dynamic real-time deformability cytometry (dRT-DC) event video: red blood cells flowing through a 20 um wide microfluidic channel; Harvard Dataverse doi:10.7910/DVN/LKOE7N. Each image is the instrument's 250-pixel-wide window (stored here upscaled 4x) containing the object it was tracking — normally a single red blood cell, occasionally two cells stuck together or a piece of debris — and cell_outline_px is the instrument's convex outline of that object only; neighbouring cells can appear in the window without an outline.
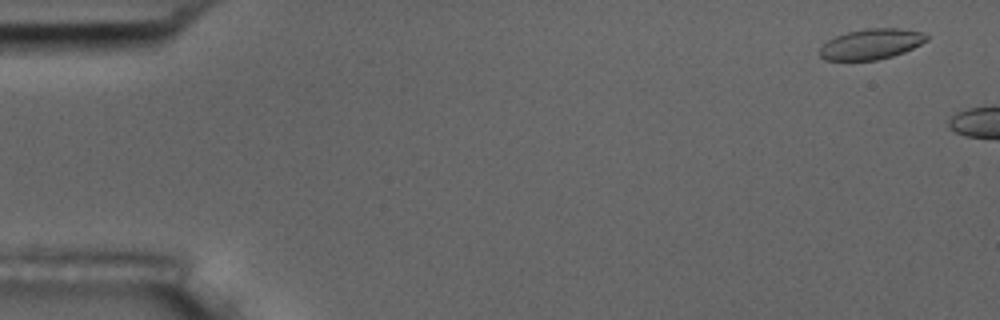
{"species": "common noctule bat (a hibernating species)", "species_latin": "Nyctalus noctula", "temperature_condition": "room temperature", "stored_images_in_passage": 4, "camera_frame_rate_fps": 3000, "um_per_image_px": 0.085, "animal": {"sex": "male", "body_mass_g": 17.5, "forearm_length_mm": 52.3}, "frame": {"image": 1, "passage_image": 1, "time_ms": 0.0, "image_size_px": [1000, 320], "cell_outline_px": [[928, 40], [904, 52], [892, 56], [876, 60], [824, 60], [820, 56], [820, 48], [828, 40], [836, 36], [848, 32], [868, 28], [896, 28], [924, 32], [928, 36]], "centroid_in_image_um": [74.06, 3.74], "position_along_channel_um": 10.9, "area_um2": 18.84}}